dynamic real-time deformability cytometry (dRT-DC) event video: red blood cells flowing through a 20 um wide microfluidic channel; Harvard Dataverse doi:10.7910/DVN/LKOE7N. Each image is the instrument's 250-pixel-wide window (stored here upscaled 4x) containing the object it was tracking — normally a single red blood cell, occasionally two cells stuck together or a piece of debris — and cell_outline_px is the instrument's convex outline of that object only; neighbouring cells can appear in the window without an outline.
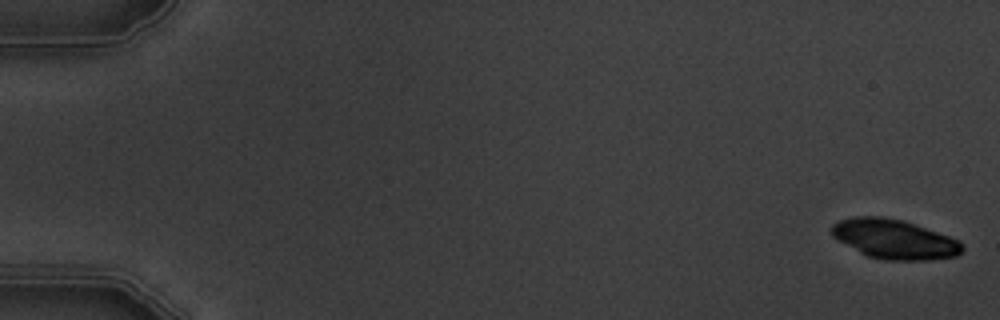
{"species": "common noctule bat (a hibernating species)", "species_latin": "Nyctalus noctula", "temperature_condition": "warm", "stored_images_in_passage": 4, "camera_frame_rate_fps": 3000, "um_per_image_px": 0.085, "animal": {"sex": "male", "body_mass_g": 19.5, "forearm_length_mm": 54.6}, "frame": {"image": 1, "passage_image": 1, "time_ms": 0.0, "image_size_px": [1000, 320], "cell_outline_px": [[964, 248], [956, 256], [924, 260], [884, 260], [868, 256], [860, 252], [832, 236], [832, 224], [840, 220], [852, 216], [884, 216], [904, 220], [960, 240], [964, 244]], "centroid_in_image_um": [76.03, 20.31], "position_along_channel_um": 9.0, "area_um2": 30.0}}